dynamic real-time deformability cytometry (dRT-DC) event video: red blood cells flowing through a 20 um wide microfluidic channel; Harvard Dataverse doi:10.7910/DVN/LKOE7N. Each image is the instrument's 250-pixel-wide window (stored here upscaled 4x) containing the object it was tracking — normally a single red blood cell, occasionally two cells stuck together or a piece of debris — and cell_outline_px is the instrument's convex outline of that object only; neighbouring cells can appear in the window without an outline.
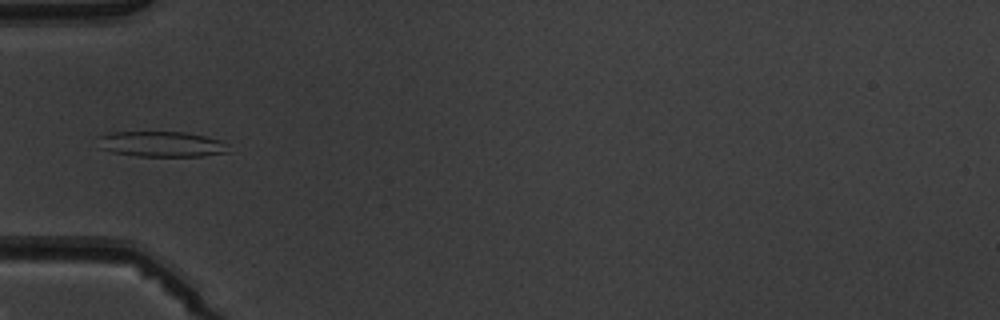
{"species": "common noctule bat (a hibernating species)", "species_latin": "Nyctalus noctula", "temperature_condition": "warm", "stored_images_in_passage": 6, "camera_frame_rate_fps": 3000, "um_per_image_px": 0.085, "animal": {"sex": "male", "body_mass_g": 19.5, "forearm_length_mm": 54.6}, "frame": {"image": 1, "passage_image": 5, "time_ms": 4.667, "image_size_px": [1000, 320], "cell_outline_px": [[228, 152], [200, 156], [136, 156], [112, 152], [100, 148], [100, 136], [108, 132], [184, 132], [204, 136], [220, 140]], "centroid_in_image_um": [13.66, 12.25], "position_along_channel_um": 71.3, "area_um2": 19.02}}